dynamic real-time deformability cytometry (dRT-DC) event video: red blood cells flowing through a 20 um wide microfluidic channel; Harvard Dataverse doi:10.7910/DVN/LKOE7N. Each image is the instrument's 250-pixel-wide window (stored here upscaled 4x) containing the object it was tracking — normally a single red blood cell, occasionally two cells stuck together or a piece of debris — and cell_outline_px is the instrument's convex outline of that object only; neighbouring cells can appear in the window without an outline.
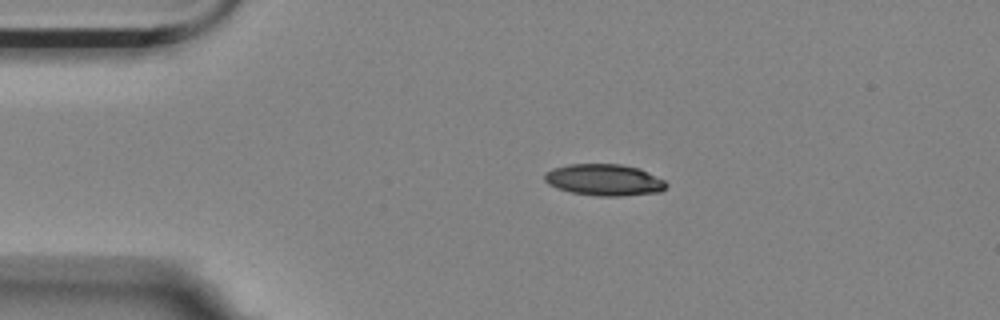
{"species": "Egyptian fruit bat (a non-hibernating species)", "species_latin": "Rousettus aegyptiacus", "temperature_condition": "room temperature", "stored_images_in_passage": 5, "camera_frame_rate_fps": 3000, "um_per_image_px": 0.085, "animal": {"sex": "female"}, "frame": {"image": 1, "passage_image": 2, "time_ms": 0.333, "image_size_px": [1000, 320], "cell_outline_px": [[668, 184], [660, 192], [624, 196], [596, 196], [572, 192], [556, 188], [548, 184], [544, 180], [544, 172], [552, 168], [568, 164], [620, 164], [640, 168], [664, 180]], "centroid_in_image_um": [51.34, 15.29], "position_along_channel_um": 33.7, "area_um2": 22.54}}
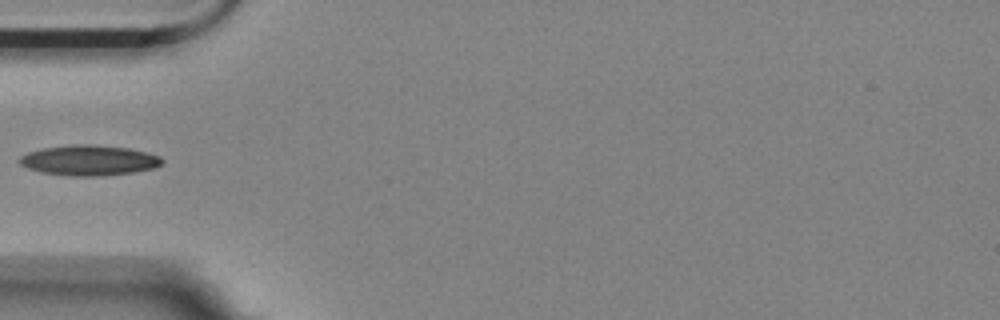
{"frame": {"image": 2, "passage_image": 4, "time_ms": 1.0, "image_size_px": [1000, 320], "cell_outline_px": [[164, 164], [152, 168], [132, 172], [104, 176], [72, 176], [40, 172], [28, 168], [20, 164], [16, 160], [20, 156], [28, 152], [44, 148], [72, 144], [92, 144], [128, 148], [148, 152], [160, 156], [164, 160]], "centroid_in_image_um": [7.57, 13.62], "position_along_channel_um": 77.4, "area_um2": 25.37}}
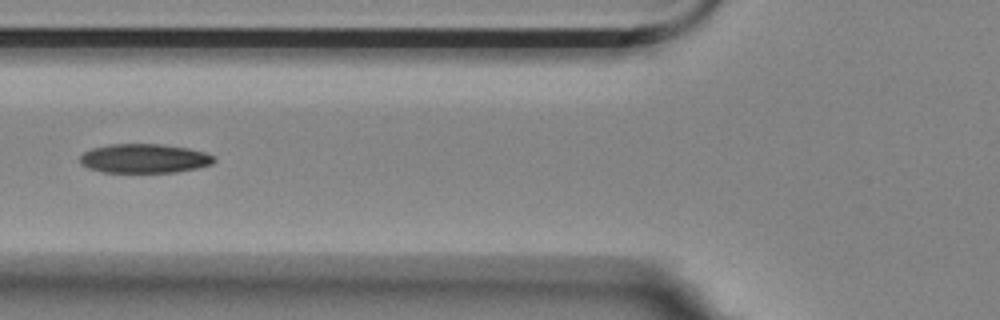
{"frame": {"image": 3, "passage_image": 5, "time_ms": 1.333, "image_size_px": [1000, 320], "cell_outline_px": [[216, 160], [212, 164], [196, 168], [176, 172], [104, 172], [88, 168], [80, 164], [80, 156], [84, 152], [92, 148], [108, 144], [160, 144], [188, 148], [204, 152], [216, 156]], "centroid_in_image_um": [12.27, 13.46], "position_along_channel_um": 113.5, "area_um2": 22.83}}